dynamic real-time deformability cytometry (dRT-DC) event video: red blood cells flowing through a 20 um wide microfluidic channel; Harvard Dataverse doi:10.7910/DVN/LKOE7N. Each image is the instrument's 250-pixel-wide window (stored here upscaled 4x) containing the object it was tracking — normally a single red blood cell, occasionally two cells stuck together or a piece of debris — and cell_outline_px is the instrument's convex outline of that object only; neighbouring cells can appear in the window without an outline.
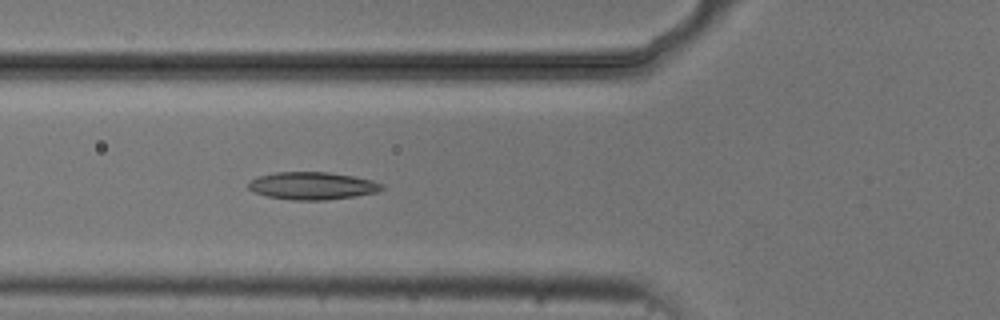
{"species": "common noctule bat (a hibernating species)", "species_latin": "Nyctalus noctula", "temperature_condition": "cold", "stored_images_in_passage": 5, "camera_frame_rate_fps": 3000, "um_per_image_px": 0.085, "animal": {"sex": "male", "body_mass_g": 20.5, "forearm_length_mm": 52.5}, "frame": {"image": 1, "passage_image": 5, "time_ms": 4.333, "image_size_px": [1000, 320], "cell_outline_px": [[384, 188], [376, 192], [356, 196], [324, 200], [296, 200], [268, 196], [252, 192], [248, 188], [248, 184], [252, 180], [260, 176], [276, 172], [328, 172], [352, 176], [372, 180], [384, 184]], "centroid_in_image_um": [26.57, 15.79], "position_along_channel_um": 99.2, "area_um2": 21.27}}